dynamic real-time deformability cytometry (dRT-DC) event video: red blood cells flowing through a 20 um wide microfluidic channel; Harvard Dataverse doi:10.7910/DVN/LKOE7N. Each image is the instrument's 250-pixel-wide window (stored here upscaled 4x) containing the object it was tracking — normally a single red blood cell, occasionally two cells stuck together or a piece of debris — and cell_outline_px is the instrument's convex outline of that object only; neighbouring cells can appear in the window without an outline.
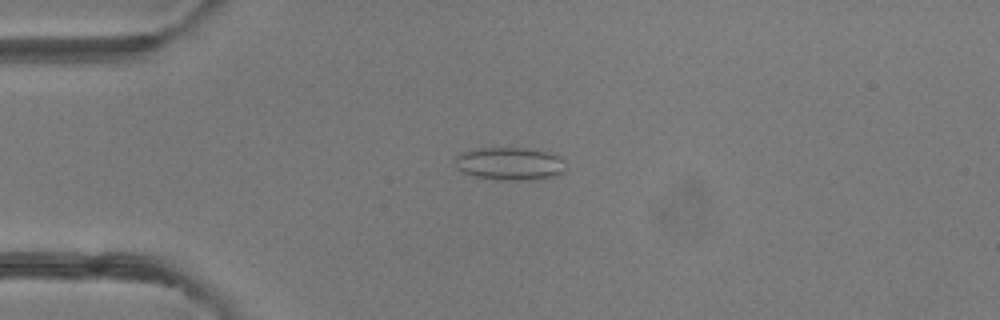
{"species": "common noctule bat (a hibernating species)", "species_latin": "Nyctalus noctula", "temperature_condition": "room temperature", "stored_images_in_passage": 4, "camera_frame_rate_fps": 3000, "um_per_image_px": 0.085, "animal": {"sex": "female"}, "frame": {"image": 1, "passage_image": 2, "time_ms": 1.333, "image_size_px": [1000, 320], "cell_outline_px": [[564, 172], [552, 176], [516, 180], [512, 180], [476, 176], [464, 172], [456, 168], [456, 156], [460, 152], [476, 148], [520, 148], [548, 152], [560, 156], [564, 160]], "centroid_in_image_um": [43.31, 13.88], "position_along_channel_um": 41.7, "area_um2": 20.69}}